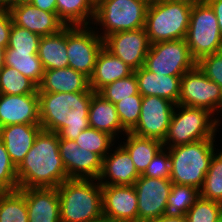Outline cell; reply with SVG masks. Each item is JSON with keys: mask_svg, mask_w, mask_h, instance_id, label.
<instances>
[{"mask_svg": "<svg viewBox=\"0 0 222 222\" xmlns=\"http://www.w3.org/2000/svg\"><path fill=\"white\" fill-rule=\"evenodd\" d=\"M94 91L75 93L38 92L39 119L43 130L59 139L75 140L89 127V106Z\"/></svg>", "mask_w": 222, "mask_h": 222, "instance_id": "cell-1", "label": "cell"}, {"mask_svg": "<svg viewBox=\"0 0 222 222\" xmlns=\"http://www.w3.org/2000/svg\"><path fill=\"white\" fill-rule=\"evenodd\" d=\"M19 188H57L68 180L56 132L41 130L17 167Z\"/></svg>", "mask_w": 222, "mask_h": 222, "instance_id": "cell-2", "label": "cell"}, {"mask_svg": "<svg viewBox=\"0 0 222 222\" xmlns=\"http://www.w3.org/2000/svg\"><path fill=\"white\" fill-rule=\"evenodd\" d=\"M61 222H88L103 215L101 184L95 179H68L57 187Z\"/></svg>", "mask_w": 222, "mask_h": 222, "instance_id": "cell-3", "label": "cell"}, {"mask_svg": "<svg viewBox=\"0 0 222 222\" xmlns=\"http://www.w3.org/2000/svg\"><path fill=\"white\" fill-rule=\"evenodd\" d=\"M216 139H204L167 148L171 160L170 180L178 185L201 189L216 148ZM217 146V147H216Z\"/></svg>", "mask_w": 222, "mask_h": 222, "instance_id": "cell-4", "label": "cell"}, {"mask_svg": "<svg viewBox=\"0 0 222 222\" xmlns=\"http://www.w3.org/2000/svg\"><path fill=\"white\" fill-rule=\"evenodd\" d=\"M214 116L203 108L176 104L166 136L162 141L163 147L167 149L204 139H216L220 130H217Z\"/></svg>", "mask_w": 222, "mask_h": 222, "instance_id": "cell-5", "label": "cell"}, {"mask_svg": "<svg viewBox=\"0 0 222 222\" xmlns=\"http://www.w3.org/2000/svg\"><path fill=\"white\" fill-rule=\"evenodd\" d=\"M147 9L148 5L141 0H96L91 25L102 39L112 33L141 29Z\"/></svg>", "mask_w": 222, "mask_h": 222, "instance_id": "cell-6", "label": "cell"}, {"mask_svg": "<svg viewBox=\"0 0 222 222\" xmlns=\"http://www.w3.org/2000/svg\"><path fill=\"white\" fill-rule=\"evenodd\" d=\"M191 11V5L171 0L149 5L144 29L150 43L184 39Z\"/></svg>", "mask_w": 222, "mask_h": 222, "instance_id": "cell-7", "label": "cell"}, {"mask_svg": "<svg viewBox=\"0 0 222 222\" xmlns=\"http://www.w3.org/2000/svg\"><path fill=\"white\" fill-rule=\"evenodd\" d=\"M185 40L196 61L222 50L218 20L207 2L192 6Z\"/></svg>", "mask_w": 222, "mask_h": 222, "instance_id": "cell-8", "label": "cell"}, {"mask_svg": "<svg viewBox=\"0 0 222 222\" xmlns=\"http://www.w3.org/2000/svg\"><path fill=\"white\" fill-rule=\"evenodd\" d=\"M196 63L184 38L151 44L143 67L154 74L182 77Z\"/></svg>", "mask_w": 222, "mask_h": 222, "instance_id": "cell-9", "label": "cell"}, {"mask_svg": "<svg viewBox=\"0 0 222 222\" xmlns=\"http://www.w3.org/2000/svg\"><path fill=\"white\" fill-rule=\"evenodd\" d=\"M104 47L103 39L92 25L67 26V53L69 67L91 77L99 52Z\"/></svg>", "mask_w": 222, "mask_h": 222, "instance_id": "cell-10", "label": "cell"}, {"mask_svg": "<svg viewBox=\"0 0 222 222\" xmlns=\"http://www.w3.org/2000/svg\"><path fill=\"white\" fill-rule=\"evenodd\" d=\"M221 101V87L209 80L197 65L181 77L180 105L203 108L215 114Z\"/></svg>", "mask_w": 222, "mask_h": 222, "instance_id": "cell-11", "label": "cell"}, {"mask_svg": "<svg viewBox=\"0 0 222 222\" xmlns=\"http://www.w3.org/2000/svg\"><path fill=\"white\" fill-rule=\"evenodd\" d=\"M175 104L158 96H145L141 102V112L137 125L130 131L140 136L163 141Z\"/></svg>", "mask_w": 222, "mask_h": 222, "instance_id": "cell-12", "label": "cell"}, {"mask_svg": "<svg viewBox=\"0 0 222 222\" xmlns=\"http://www.w3.org/2000/svg\"><path fill=\"white\" fill-rule=\"evenodd\" d=\"M172 185L170 179L139 176L133 184L138 200V222L151 221L164 214Z\"/></svg>", "mask_w": 222, "mask_h": 222, "instance_id": "cell-13", "label": "cell"}, {"mask_svg": "<svg viewBox=\"0 0 222 222\" xmlns=\"http://www.w3.org/2000/svg\"><path fill=\"white\" fill-rule=\"evenodd\" d=\"M103 41L107 51L120 58L134 71L144 65L151 45L144 28L112 33Z\"/></svg>", "mask_w": 222, "mask_h": 222, "instance_id": "cell-14", "label": "cell"}, {"mask_svg": "<svg viewBox=\"0 0 222 222\" xmlns=\"http://www.w3.org/2000/svg\"><path fill=\"white\" fill-rule=\"evenodd\" d=\"M59 152L69 179H98L102 169L98 154L68 139H59Z\"/></svg>", "mask_w": 222, "mask_h": 222, "instance_id": "cell-15", "label": "cell"}, {"mask_svg": "<svg viewBox=\"0 0 222 222\" xmlns=\"http://www.w3.org/2000/svg\"><path fill=\"white\" fill-rule=\"evenodd\" d=\"M103 215L114 222H138V200L133 185H101Z\"/></svg>", "mask_w": 222, "mask_h": 222, "instance_id": "cell-16", "label": "cell"}, {"mask_svg": "<svg viewBox=\"0 0 222 222\" xmlns=\"http://www.w3.org/2000/svg\"><path fill=\"white\" fill-rule=\"evenodd\" d=\"M16 124L40 125L39 96L0 94V128Z\"/></svg>", "mask_w": 222, "mask_h": 222, "instance_id": "cell-17", "label": "cell"}, {"mask_svg": "<svg viewBox=\"0 0 222 222\" xmlns=\"http://www.w3.org/2000/svg\"><path fill=\"white\" fill-rule=\"evenodd\" d=\"M117 144L102 159V169L97 179L101 185H133L140 176L128 151Z\"/></svg>", "mask_w": 222, "mask_h": 222, "instance_id": "cell-18", "label": "cell"}, {"mask_svg": "<svg viewBox=\"0 0 222 222\" xmlns=\"http://www.w3.org/2000/svg\"><path fill=\"white\" fill-rule=\"evenodd\" d=\"M9 12L14 25L40 36L57 34L66 27L56 13L43 11L31 3L15 4L9 8Z\"/></svg>", "mask_w": 222, "mask_h": 222, "instance_id": "cell-19", "label": "cell"}, {"mask_svg": "<svg viewBox=\"0 0 222 222\" xmlns=\"http://www.w3.org/2000/svg\"><path fill=\"white\" fill-rule=\"evenodd\" d=\"M25 195L29 222H61L57 188H19Z\"/></svg>", "mask_w": 222, "mask_h": 222, "instance_id": "cell-20", "label": "cell"}, {"mask_svg": "<svg viewBox=\"0 0 222 222\" xmlns=\"http://www.w3.org/2000/svg\"><path fill=\"white\" fill-rule=\"evenodd\" d=\"M41 130V125L32 124H16L0 128V139L16 168L24 160Z\"/></svg>", "mask_w": 222, "mask_h": 222, "instance_id": "cell-21", "label": "cell"}, {"mask_svg": "<svg viewBox=\"0 0 222 222\" xmlns=\"http://www.w3.org/2000/svg\"><path fill=\"white\" fill-rule=\"evenodd\" d=\"M138 81V92L143 97L158 96L179 104L181 77L154 74L143 66L134 71Z\"/></svg>", "mask_w": 222, "mask_h": 222, "instance_id": "cell-22", "label": "cell"}, {"mask_svg": "<svg viewBox=\"0 0 222 222\" xmlns=\"http://www.w3.org/2000/svg\"><path fill=\"white\" fill-rule=\"evenodd\" d=\"M90 89L89 78L71 67L44 70L37 92L75 93Z\"/></svg>", "mask_w": 222, "mask_h": 222, "instance_id": "cell-23", "label": "cell"}, {"mask_svg": "<svg viewBox=\"0 0 222 222\" xmlns=\"http://www.w3.org/2000/svg\"><path fill=\"white\" fill-rule=\"evenodd\" d=\"M88 119L89 127L106 132L117 138V141L127 133L120 123L115 104L97 92L92 94Z\"/></svg>", "mask_w": 222, "mask_h": 222, "instance_id": "cell-24", "label": "cell"}, {"mask_svg": "<svg viewBox=\"0 0 222 222\" xmlns=\"http://www.w3.org/2000/svg\"><path fill=\"white\" fill-rule=\"evenodd\" d=\"M133 72L134 70L120 58L115 57L103 47L97 56L93 73L89 78L90 89L98 92L104 86L127 77Z\"/></svg>", "mask_w": 222, "mask_h": 222, "instance_id": "cell-25", "label": "cell"}, {"mask_svg": "<svg viewBox=\"0 0 222 222\" xmlns=\"http://www.w3.org/2000/svg\"><path fill=\"white\" fill-rule=\"evenodd\" d=\"M38 57L44 70L69 67L67 53V26L57 34L41 36Z\"/></svg>", "mask_w": 222, "mask_h": 222, "instance_id": "cell-26", "label": "cell"}, {"mask_svg": "<svg viewBox=\"0 0 222 222\" xmlns=\"http://www.w3.org/2000/svg\"><path fill=\"white\" fill-rule=\"evenodd\" d=\"M123 138V139H122ZM119 142L130 154L137 172L142 175L154 156L163 148L162 141L127 132Z\"/></svg>", "mask_w": 222, "mask_h": 222, "instance_id": "cell-27", "label": "cell"}, {"mask_svg": "<svg viewBox=\"0 0 222 222\" xmlns=\"http://www.w3.org/2000/svg\"><path fill=\"white\" fill-rule=\"evenodd\" d=\"M96 0H56L58 18L65 26H89L92 24Z\"/></svg>", "mask_w": 222, "mask_h": 222, "instance_id": "cell-28", "label": "cell"}, {"mask_svg": "<svg viewBox=\"0 0 222 222\" xmlns=\"http://www.w3.org/2000/svg\"><path fill=\"white\" fill-rule=\"evenodd\" d=\"M4 66H10L16 69L19 73L33 81L37 86L42 82L44 68L38 54L5 49Z\"/></svg>", "mask_w": 222, "mask_h": 222, "instance_id": "cell-29", "label": "cell"}, {"mask_svg": "<svg viewBox=\"0 0 222 222\" xmlns=\"http://www.w3.org/2000/svg\"><path fill=\"white\" fill-rule=\"evenodd\" d=\"M200 198V190L190 185H172L164 216L182 217Z\"/></svg>", "mask_w": 222, "mask_h": 222, "instance_id": "cell-30", "label": "cell"}, {"mask_svg": "<svg viewBox=\"0 0 222 222\" xmlns=\"http://www.w3.org/2000/svg\"><path fill=\"white\" fill-rule=\"evenodd\" d=\"M0 222H29L25 195L20 189L0 192Z\"/></svg>", "mask_w": 222, "mask_h": 222, "instance_id": "cell-31", "label": "cell"}, {"mask_svg": "<svg viewBox=\"0 0 222 222\" xmlns=\"http://www.w3.org/2000/svg\"><path fill=\"white\" fill-rule=\"evenodd\" d=\"M37 90L38 86L16 69L10 66L0 69V94L24 95L33 94Z\"/></svg>", "mask_w": 222, "mask_h": 222, "instance_id": "cell-32", "label": "cell"}, {"mask_svg": "<svg viewBox=\"0 0 222 222\" xmlns=\"http://www.w3.org/2000/svg\"><path fill=\"white\" fill-rule=\"evenodd\" d=\"M200 197L222 204V147L215 151L200 189Z\"/></svg>", "mask_w": 222, "mask_h": 222, "instance_id": "cell-33", "label": "cell"}, {"mask_svg": "<svg viewBox=\"0 0 222 222\" xmlns=\"http://www.w3.org/2000/svg\"><path fill=\"white\" fill-rule=\"evenodd\" d=\"M79 147L98 154L102 159L111 151L117 143L110 134L88 127L74 140Z\"/></svg>", "mask_w": 222, "mask_h": 222, "instance_id": "cell-34", "label": "cell"}, {"mask_svg": "<svg viewBox=\"0 0 222 222\" xmlns=\"http://www.w3.org/2000/svg\"><path fill=\"white\" fill-rule=\"evenodd\" d=\"M97 93L104 99L115 104L139 93L137 77L133 72L127 77L121 78L104 86Z\"/></svg>", "mask_w": 222, "mask_h": 222, "instance_id": "cell-35", "label": "cell"}, {"mask_svg": "<svg viewBox=\"0 0 222 222\" xmlns=\"http://www.w3.org/2000/svg\"><path fill=\"white\" fill-rule=\"evenodd\" d=\"M40 38V35L13 24L10 30L9 42L6 49H13L16 52L38 54Z\"/></svg>", "mask_w": 222, "mask_h": 222, "instance_id": "cell-36", "label": "cell"}, {"mask_svg": "<svg viewBox=\"0 0 222 222\" xmlns=\"http://www.w3.org/2000/svg\"><path fill=\"white\" fill-rule=\"evenodd\" d=\"M143 96L139 93L115 103L116 111L122 127L130 132L140 117Z\"/></svg>", "mask_w": 222, "mask_h": 222, "instance_id": "cell-37", "label": "cell"}, {"mask_svg": "<svg viewBox=\"0 0 222 222\" xmlns=\"http://www.w3.org/2000/svg\"><path fill=\"white\" fill-rule=\"evenodd\" d=\"M221 214V203L200 197L185 216L188 222H215Z\"/></svg>", "mask_w": 222, "mask_h": 222, "instance_id": "cell-38", "label": "cell"}, {"mask_svg": "<svg viewBox=\"0 0 222 222\" xmlns=\"http://www.w3.org/2000/svg\"><path fill=\"white\" fill-rule=\"evenodd\" d=\"M18 189L17 168L12 163L6 147L0 139V192Z\"/></svg>", "mask_w": 222, "mask_h": 222, "instance_id": "cell-39", "label": "cell"}, {"mask_svg": "<svg viewBox=\"0 0 222 222\" xmlns=\"http://www.w3.org/2000/svg\"><path fill=\"white\" fill-rule=\"evenodd\" d=\"M171 160L169 150L162 148L147 166L142 176L150 178L170 179Z\"/></svg>", "mask_w": 222, "mask_h": 222, "instance_id": "cell-40", "label": "cell"}, {"mask_svg": "<svg viewBox=\"0 0 222 222\" xmlns=\"http://www.w3.org/2000/svg\"><path fill=\"white\" fill-rule=\"evenodd\" d=\"M196 65L209 80L222 89V50L200 58Z\"/></svg>", "mask_w": 222, "mask_h": 222, "instance_id": "cell-41", "label": "cell"}, {"mask_svg": "<svg viewBox=\"0 0 222 222\" xmlns=\"http://www.w3.org/2000/svg\"><path fill=\"white\" fill-rule=\"evenodd\" d=\"M13 20L9 9L0 7V47L7 48Z\"/></svg>", "mask_w": 222, "mask_h": 222, "instance_id": "cell-42", "label": "cell"}, {"mask_svg": "<svg viewBox=\"0 0 222 222\" xmlns=\"http://www.w3.org/2000/svg\"><path fill=\"white\" fill-rule=\"evenodd\" d=\"M31 4L38 9H42L43 11L57 14L56 0H33Z\"/></svg>", "mask_w": 222, "mask_h": 222, "instance_id": "cell-43", "label": "cell"}, {"mask_svg": "<svg viewBox=\"0 0 222 222\" xmlns=\"http://www.w3.org/2000/svg\"><path fill=\"white\" fill-rule=\"evenodd\" d=\"M206 2L211 6L217 17L219 30L222 36V0H207Z\"/></svg>", "mask_w": 222, "mask_h": 222, "instance_id": "cell-44", "label": "cell"}, {"mask_svg": "<svg viewBox=\"0 0 222 222\" xmlns=\"http://www.w3.org/2000/svg\"><path fill=\"white\" fill-rule=\"evenodd\" d=\"M147 222H188V220L185 215L182 217H166L162 215L161 217L157 219L147 221Z\"/></svg>", "mask_w": 222, "mask_h": 222, "instance_id": "cell-45", "label": "cell"}, {"mask_svg": "<svg viewBox=\"0 0 222 222\" xmlns=\"http://www.w3.org/2000/svg\"><path fill=\"white\" fill-rule=\"evenodd\" d=\"M214 115H216V116H214V119H215L216 126L219 130L220 129L219 127L222 125V122H221L222 118L220 117V116H222V101H221V104L219 105V107Z\"/></svg>", "mask_w": 222, "mask_h": 222, "instance_id": "cell-46", "label": "cell"}, {"mask_svg": "<svg viewBox=\"0 0 222 222\" xmlns=\"http://www.w3.org/2000/svg\"><path fill=\"white\" fill-rule=\"evenodd\" d=\"M171 1L185 3V4H188V5H191V6H195V5H198V4L205 3L207 0H171Z\"/></svg>", "mask_w": 222, "mask_h": 222, "instance_id": "cell-47", "label": "cell"}, {"mask_svg": "<svg viewBox=\"0 0 222 222\" xmlns=\"http://www.w3.org/2000/svg\"><path fill=\"white\" fill-rule=\"evenodd\" d=\"M16 0H0V7L9 9L11 6L15 5Z\"/></svg>", "mask_w": 222, "mask_h": 222, "instance_id": "cell-48", "label": "cell"}, {"mask_svg": "<svg viewBox=\"0 0 222 222\" xmlns=\"http://www.w3.org/2000/svg\"><path fill=\"white\" fill-rule=\"evenodd\" d=\"M88 222H114L109 217L102 215L96 219L90 220Z\"/></svg>", "mask_w": 222, "mask_h": 222, "instance_id": "cell-49", "label": "cell"}, {"mask_svg": "<svg viewBox=\"0 0 222 222\" xmlns=\"http://www.w3.org/2000/svg\"><path fill=\"white\" fill-rule=\"evenodd\" d=\"M5 48L0 47V69L4 66Z\"/></svg>", "mask_w": 222, "mask_h": 222, "instance_id": "cell-50", "label": "cell"}, {"mask_svg": "<svg viewBox=\"0 0 222 222\" xmlns=\"http://www.w3.org/2000/svg\"><path fill=\"white\" fill-rule=\"evenodd\" d=\"M141 1L145 2L149 6V5H152V4L162 2L163 0H141Z\"/></svg>", "mask_w": 222, "mask_h": 222, "instance_id": "cell-51", "label": "cell"}, {"mask_svg": "<svg viewBox=\"0 0 222 222\" xmlns=\"http://www.w3.org/2000/svg\"><path fill=\"white\" fill-rule=\"evenodd\" d=\"M33 0H16L15 4H28L31 3Z\"/></svg>", "mask_w": 222, "mask_h": 222, "instance_id": "cell-52", "label": "cell"}, {"mask_svg": "<svg viewBox=\"0 0 222 222\" xmlns=\"http://www.w3.org/2000/svg\"><path fill=\"white\" fill-rule=\"evenodd\" d=\"M215 222H222V214L216 219Z\"/></svg>", "mask_w": 222, "mask_h": 222, "instance_id": "cell-53", "label": "cell"}]
</instances>
